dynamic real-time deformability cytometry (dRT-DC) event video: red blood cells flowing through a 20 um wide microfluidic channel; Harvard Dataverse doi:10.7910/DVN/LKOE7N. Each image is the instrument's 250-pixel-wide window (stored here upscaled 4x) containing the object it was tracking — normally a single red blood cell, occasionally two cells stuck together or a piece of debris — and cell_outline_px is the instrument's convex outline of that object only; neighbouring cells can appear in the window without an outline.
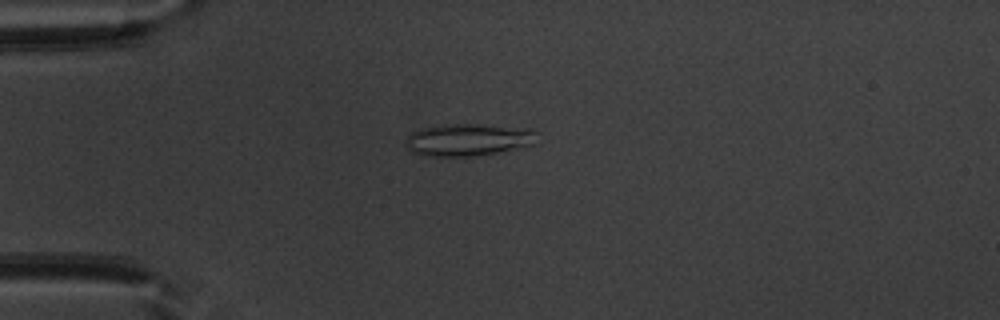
{"species": "common noctule bat (a hibernating species)", "species_latin": "Nyctalus noctula", "temperature_condition": "warm", "stored_images_in_passage": 48, "camera_frame_rate_fps": 3000, "um_per_image_px": 0.085, "animal": {"sex": "male", "body_mass_g": 20.1, "forearm_length_mm": 53.5}, "frame": {"image": 1, "passage_image": 10, "time_ms": 3.0, "image_size_px": [1000, 320], "cell_outline_px": [[536, 144], [520, 148], [496, 152], [468, 156], [432, 156], [412, 152], [404, 144], [404, 140], [408, 132], [420, 128], [448, 124], [476, 124], [532, 128], [536, 132]], "centroid_in_image_um": [39.78, 11.86], "position_along_channel_um": 45.2, "area_um2": 24.91}}
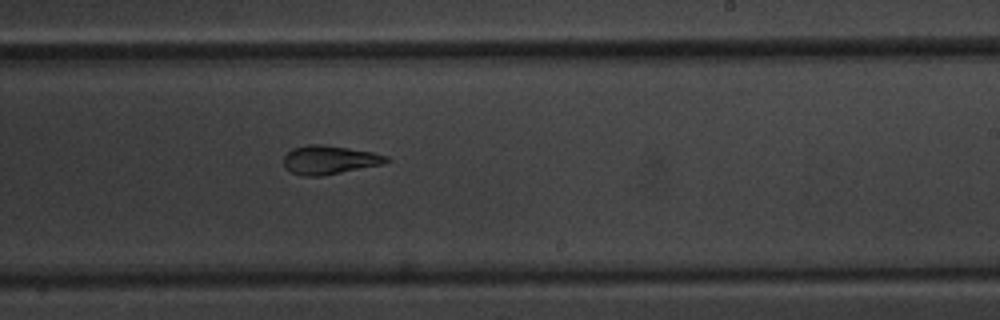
{"frame": {"image": 2, "passage_image": 28, "time_ms": 9.0, "image_size_px": [1000, 320], "cell_outline_px": [[392, 160], [384, 164], [324, 176], [304, 176], [292, 172], [284, 168], [284, 156], [292, 148], [308, 144], [320, 144], [348, 148], [372, 152], [388, 156]], "centroid_in_image_um": [28.02, 13.59], "position_along_channel_um": 261.0, "area_um2": 17.34}}
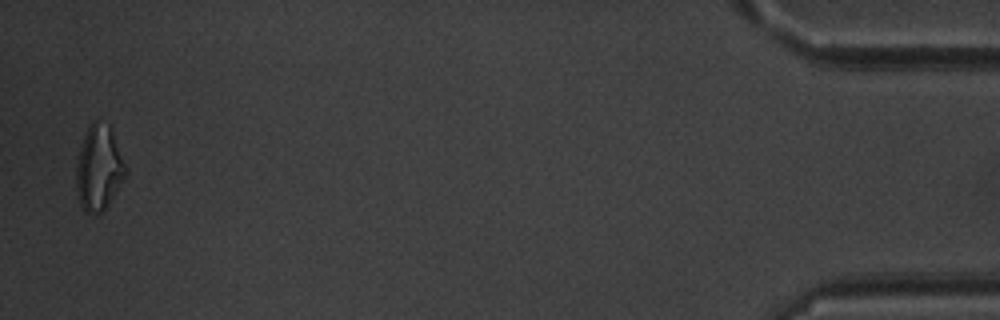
{"frame": {"image": 3, "passage_image": 47, "time_ms": 15.333, "image_size_px": [1000, 320], "cell_outline_px": [[128, 168], [124, 176], [108, 204], [100, 212], [84, 212], [80, 208], [76, 188], [76, 168], [80, 148], [84, 136], [92, 120], [96, 120], [112, 124]], "centroid_in_image_um": [8.42, 14.2], "position_along_channel_um": 426.8, "area_um2": 24.74}, "authors_computed_cell_mechanics": {"area_um2": 18.8139, "velocity_mm_per_s": 3.9504, "shape_relaxation_time_tau1_ms": null, "shape_relaxation_time_tau2_ms": 2.9614, "deformation_change_tau1": null, "deformation_change_tau2": 0.1112}}